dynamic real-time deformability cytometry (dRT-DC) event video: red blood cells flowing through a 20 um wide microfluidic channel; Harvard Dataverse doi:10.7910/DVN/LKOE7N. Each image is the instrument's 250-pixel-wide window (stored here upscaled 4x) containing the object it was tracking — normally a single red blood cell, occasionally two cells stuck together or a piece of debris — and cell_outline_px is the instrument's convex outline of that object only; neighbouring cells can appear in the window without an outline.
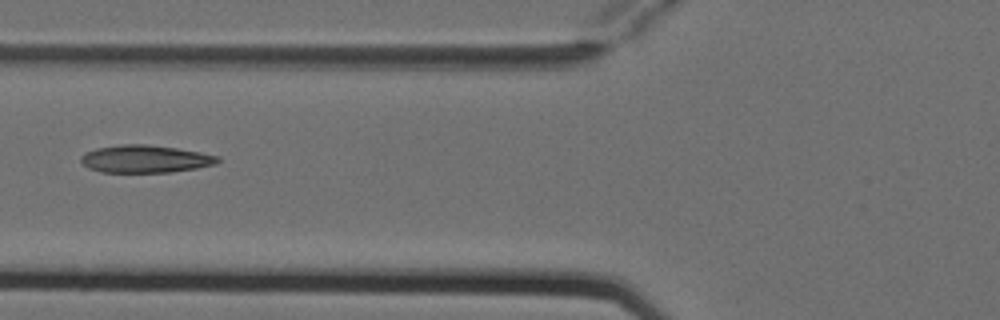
{"species": "Egyptian fruit bat (a non-hibernating species)", "species_latin": "Rousettus aegyptiacus", "temperature_condition": "cold", "stored_images_in_passage": 6, "camera_frame_rate_fps": 3000, "um_per_image_px": 0.085, "animal": {"sex": "female"}, "frame": {"image": 1, "passage_image": 5, "time_ms": 1.333, "image_size_px": [1000, 320], "cell_outline_px": [[220, 160], [216, 164], [196, 168], [172, 172], [100, 172], [88, 168], [80, 160], [80, 156], [84, 152], [96, 148], [120, 144], [144, 144], [176, 148], [200, 152], [220, 156]], "centroid_in_image_um": [12.33, 13.51], "position_along_channel_um": 113.5, "area_um2": 22.08}}
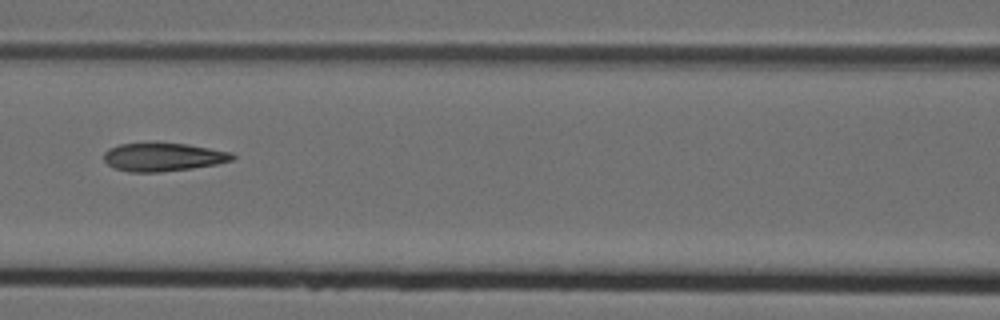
{"frame": {"image": 2, "passage_image": 6, "time_ms": 1.667, "image_size_px": [1000, 320], "cell_outline_px": [[236, 156], [232, 160], [216, 164], [192, 168], [160, 172], [128, 172], [112, 168], [104, 160], [104, 152], [108, 148], [120, 144], [188, 144], [232, 152]], "centroid_in_image_um": [13.85, 13.36], "position_along_channel_um": 152.7, "area_um2": 21.04}}